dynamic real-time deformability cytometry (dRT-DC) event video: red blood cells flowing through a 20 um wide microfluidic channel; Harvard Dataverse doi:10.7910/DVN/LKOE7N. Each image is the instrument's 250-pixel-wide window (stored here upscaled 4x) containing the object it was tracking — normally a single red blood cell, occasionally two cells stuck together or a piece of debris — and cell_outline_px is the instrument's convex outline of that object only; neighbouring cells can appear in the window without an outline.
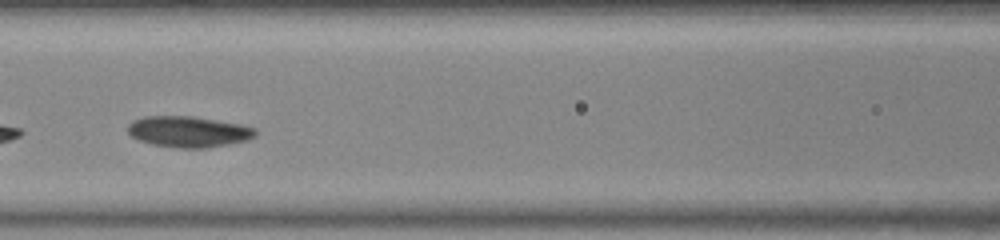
{"species": "common noctule bat (a hibernating species)", "species_latin": "Nyctalus noctula", "temperature_condition": "warm", "stored_images_in_passage": 45, "camera_frame_rate_fps": 3000, "um_per_image_px": 0.085, "animal": {"sex": "female", "body_mass_g": 23.0, "forearm_length_mm": 53.4}, "frame": {"image": 1, "passage_image": 16, "time_ms": 5.0, "image_size_px": [1000, 240], "cell_outline_px": [[256, 132], [252, 136], [244, 140], [228, 144], [204, 148], [180, 148], [152, 144], [140, 140], [132, 136], [128, 132], [128, 124], [144, 116], [192, 116], [240, 124], [256, 128]], "centroid_in_image_um": [15.99, 11.19], "position_along_channel_um": 150.6, "area_um2": 22.66}}
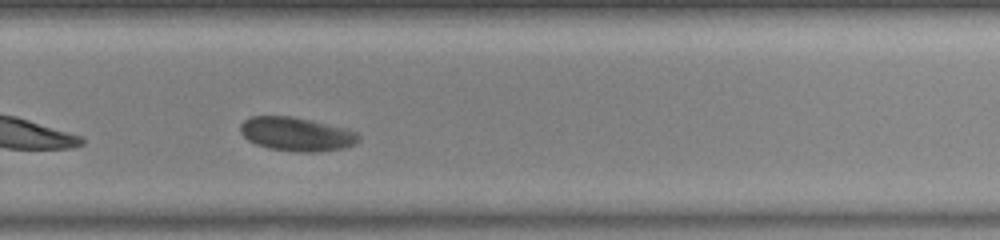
{"frame": {"image": 2, "passage_image": 28, "time_ms": 9.0, "image_size_px": [1000, 240], "cell_outline_px": [[360, 140], [344, 148], [320, 152], [300, 152], [268, 148], [256, 144], [248, 140], [240, 132], [240, 124], [244, 120], [252, 116], [292, 116], [344, 128], [356, 132], [360, 136]], "centroid_in_image_um": [25.18, 11.4], "position_along_channel_um": 304.6, "area_um2": 23.18}}
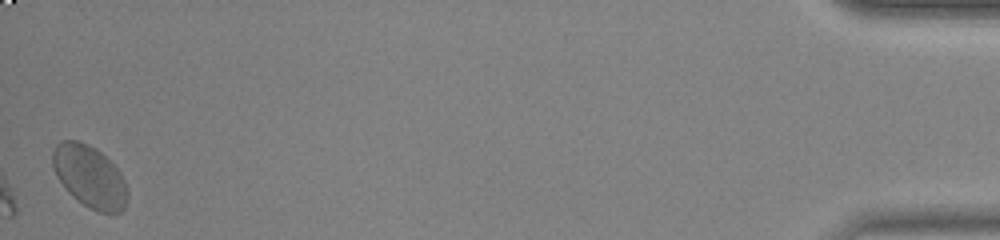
{"frame": {"image": 3, "passage_image": 45, "time_ms": 14.667, "image_size_px": [1000, 240], "cell_outline_px": [[128, 196], [124, 208], [120, 212], [112, 216], [96, 212], [72, 196], [68, 192], [56, 176], [52, 164], [52, 148], [60, 140], [76, 140], [88, 144], [96, 148], [120, 172], [128, 188]], "centroid_in_image_um": [7.62, 15.03], "position_along_channel_um": 427.6, "area_um2": 27.46}, "authors_computed_cell_mechanics": {"area_um2": 23.409, "velocity_mm_per_s": 3.8597, "shape_relaxation_time_tau1_ms": 7.2957, "shape_relaxation_time_tau2_ms": null, "deformation_change_tau1": 0.1247, "deformation_change_tau2": null}}